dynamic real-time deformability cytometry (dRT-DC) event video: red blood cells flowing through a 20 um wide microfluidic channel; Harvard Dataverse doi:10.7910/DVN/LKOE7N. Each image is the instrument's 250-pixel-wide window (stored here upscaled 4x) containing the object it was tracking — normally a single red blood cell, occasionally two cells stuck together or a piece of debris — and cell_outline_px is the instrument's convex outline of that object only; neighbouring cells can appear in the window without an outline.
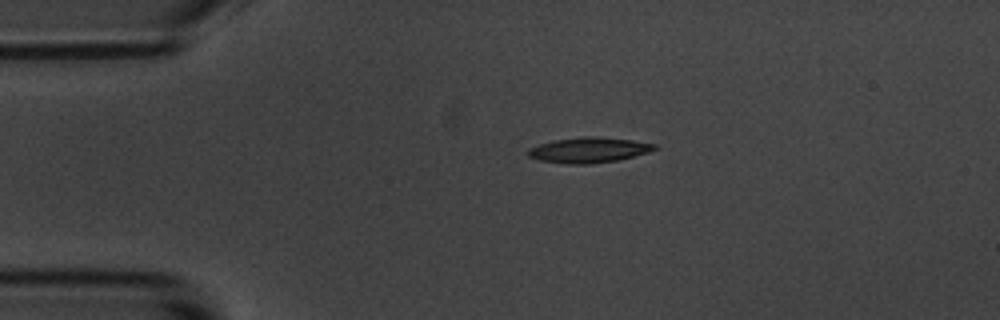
{"species": "common noctule bat (a hibernating species)", "species_latin": "Nyctalus noctula", "temperature_condition": "room temperature", "stored_images_in_passage": 2, "camera_frame_rate_fps": 3000, "um_per_image_px": 0.085, "animal": {"sex": "male", "body_mass_g": 20.1, "forearm_length_mm": 53.5}, "frame": {"image": 1, "passage_image": 1, "time_ms": 0.0, "image_size_px": [1000, 320], "cell_outline_px": [[656, 148], [648, 152], [620, 160], [588, 164], [568, 164], [540, 160], [528, 156], [528, 148], [552, 140], [584, 136], [592, 136], [632, 140], [656, 144]], "centroid_in_image_um": [50.03, 12.75], "position_along_channel_um": 35.0, "area_um2": 18.61}}